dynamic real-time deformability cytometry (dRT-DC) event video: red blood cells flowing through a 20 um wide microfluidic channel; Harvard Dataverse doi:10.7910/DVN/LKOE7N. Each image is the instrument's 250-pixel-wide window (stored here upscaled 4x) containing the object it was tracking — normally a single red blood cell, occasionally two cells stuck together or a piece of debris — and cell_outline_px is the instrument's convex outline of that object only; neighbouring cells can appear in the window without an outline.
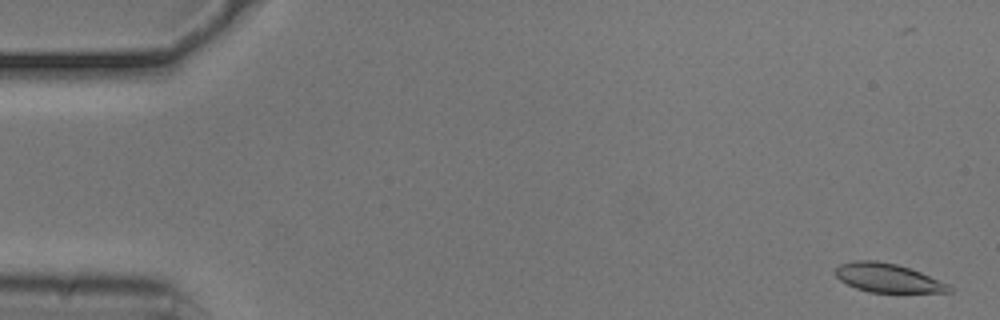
{"species": "common noctule bat (a hibernating species)", "species_latin": "Nyctalus noctula", "temperature_condition": "cold", "stored_images_in_passage": 54, "camera_frame_rate_fps": 3000, "um_per_image_px": 0.085, "animal": {"sex": "male", "body_mass_g": 20.5, "forearm_length_mm": 52.5}, "frame": {"image": 1, "passage_image": 2, "time_ms": 0.333, "image_size_px": [1000, 320], "cell_outline_px": [[952, 292], [868, 292], [856, 288], [840, 280], [836, 276], [836, 268], [840, 264], [856, 260], [876, 260], [896, 264], [920, 272], [948, 284], [952, 288]], "centroid_in_image_um": [75.44, 23.62], "position_along_channel_um": 9.6, "area_um2": 18.84}}
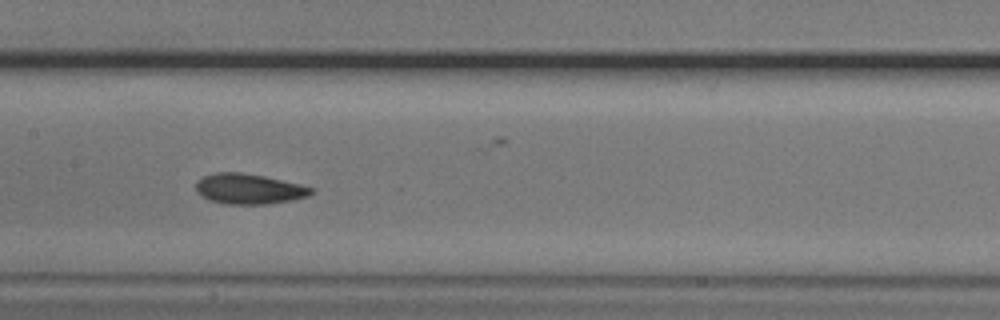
{"frame": {"image": 2, "passage_image": 27, "time_ms": 8.667, "image_size_px": [1000, 320], "cell_outline_px": [[316, 192], [308, 196], [292, 200], [268, 204], [224, 204], [200, 196], [196, 192], [196, 180], [204, 176], [216, 172], [240, 172], [264, 176], [300, 184], [316, 188]], "centroid_in_image_um": [21.18, 16.05], "position_along_channel_um": 186.2, "area_um2": 20.58}}
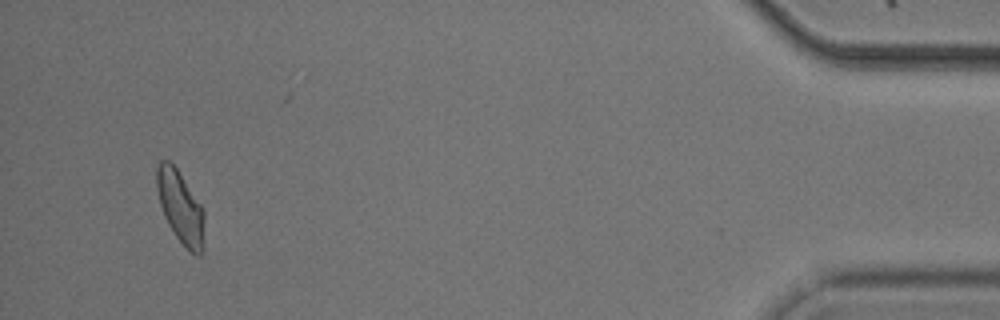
{"frame": {"image": 3, "passage_image": 52, "time_ms": 17.0, "image_size_px": [1000, 320], "cell_outline_px": [[204, 220], [200, 256], [196, 256], [176, 236], [168, 224], [164, 216], [160, 204], [156, 188], [156, 168], [160, 160], [168, 160], [176, 168], [200, 204], [204, 212]], "centroid_in_image_um": [15.29, 17.56], "position_along_channel_um": 419.9, "area_um2": 19.48}, "authors_computed_cell_mechanics": {"area_um2": 19.941, "velocity_mm_per_s": 3.7193, "shape_relaxation_time_tau1_ms": 3.1389, "shape_relaxation_time_tau2_ms": 2.7996, "deformation_change_tau1": 0.1064, "deformation_change_tau2": 0.0843}}